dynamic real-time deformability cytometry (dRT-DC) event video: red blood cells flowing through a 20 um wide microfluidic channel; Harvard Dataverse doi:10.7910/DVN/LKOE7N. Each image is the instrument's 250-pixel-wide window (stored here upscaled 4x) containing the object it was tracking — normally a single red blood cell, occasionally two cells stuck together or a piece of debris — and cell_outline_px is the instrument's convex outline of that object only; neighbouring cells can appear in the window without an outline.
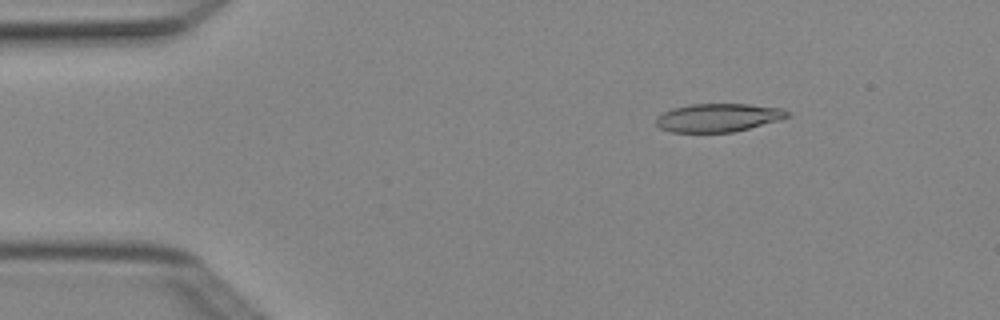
{"species": "Egyptian fruit bat (a non-hibernating species)", "species_latin": "Rousettus aegyptiacus", "temperature_condition": "cold", "stored_images_in_passage": 4, "camera_frame_rate_fps": 3000, "um_per_image_px": 0.085, "animal": {"sex": "female"}, "frame": {"image": 1, "passage_image": 2, "time_ms": 0.333, "image_size_px": [1000, 320], "cell_outline_px": [[788, 116], [780, 120], [732, 132], [672, 132], [660, 128], [656, 124], [656, 116], [672, 108], [692, 104], [748, 104], [784, 108], [788, 112]], "centroid_in_image_um": [61.03, 9.99], "position_along_channel_um": 24.0, "area_um2": 21.56}}
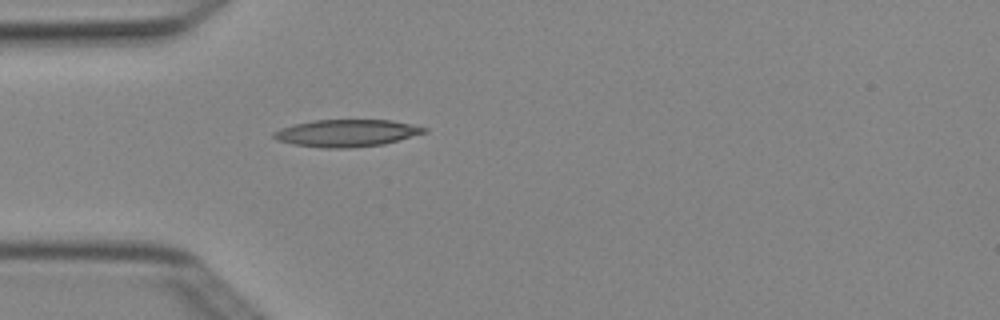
{"frame": {"image": 2, "passage_image": 4, "time_ms": 1.0, "image_size_px": [1000, 320], "cell_outline_px": [[428, 132], [384, 144], [352, 148], [320, 148], [292, 144], [276, 140], [272, 136], [272, 132], [280, 128], [292, 124], [312, 120], [392, 120], [412, 124], [428, 128]], "centroid_in_image_um": [29.44, 11.31], "position_along_channel_um": 55.6, "area_um2": 24.16}}